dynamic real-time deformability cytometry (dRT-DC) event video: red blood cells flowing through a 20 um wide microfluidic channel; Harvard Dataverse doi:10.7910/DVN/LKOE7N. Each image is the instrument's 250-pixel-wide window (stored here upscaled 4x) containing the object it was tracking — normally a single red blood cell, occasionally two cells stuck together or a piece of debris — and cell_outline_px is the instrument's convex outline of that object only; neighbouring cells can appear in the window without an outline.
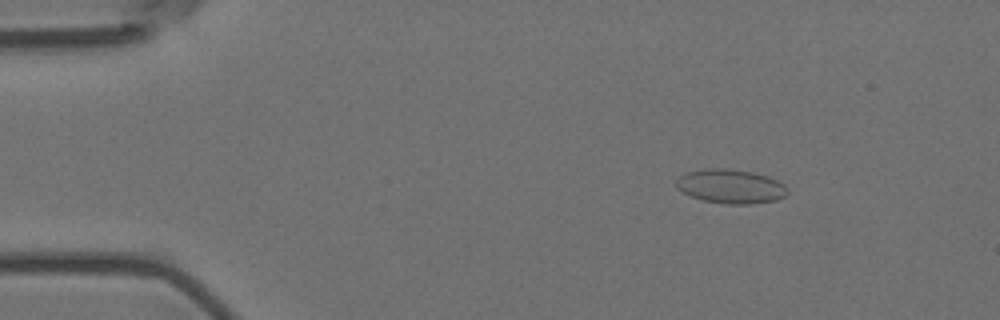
{"species": "Egyptian fruit bat (a non-hibernating species)", "species_latin": "Rousettus aegyptiacus", "temperature_condition": "room temperature", "stored_images_in_passage": 5, "camera_frame_rate_fps": 3000, "um_per_image_px": 0.085, "animal": {"sex": "female"}, "frame": {"image": 1, "passage_image": 3, "time_ms": 0.667, "image_size_px": [1000, 320], "cell_outline_px": [[788, 192], [784, 196], [776, 200], [752, 204], [724, 204], [704, 200], [692, 196], [676, 188], [676, 180], [680, 176], [688, 172], [708, 168], [728, 168], [752, 172], [768, 176], [784, 184], [788, 188]], "centroid_in_image_um": [62.13, 15.84], "position_along_channel_um": 22.9, "area_um2": 22.08}}